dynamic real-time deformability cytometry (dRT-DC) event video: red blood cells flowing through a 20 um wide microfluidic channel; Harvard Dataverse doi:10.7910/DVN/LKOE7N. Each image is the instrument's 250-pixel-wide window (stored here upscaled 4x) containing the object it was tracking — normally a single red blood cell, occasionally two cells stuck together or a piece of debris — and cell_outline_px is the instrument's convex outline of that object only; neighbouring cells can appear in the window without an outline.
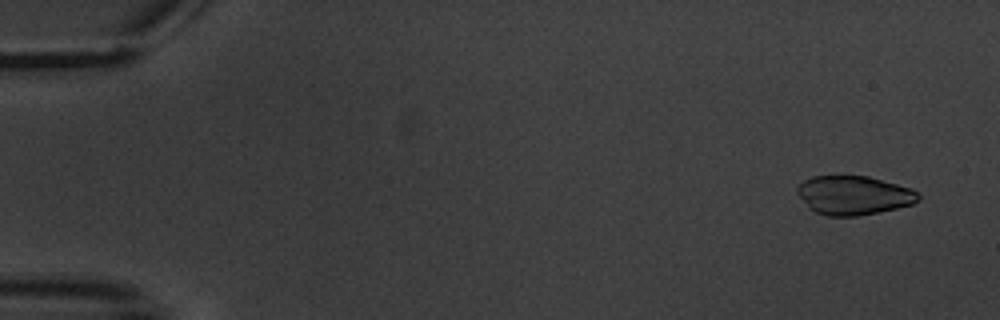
{"species": "common noctule bat (a hibernating species)", "species_latin": "Nyctalus noctula", "temperature_condition": "warm", "stored_images_in_passage": 11, "camera_frame_rate_fps": 3000, "um_per_image_px": 0.085, "animal": {"sex": "male", "body_mass_g": 20.1, "forearm_length_mm": 53.5}, "frame": {"image": 1, "passage_image": 1, "time_ms": 0.0, "image_size_px": [1000, 320], "cell_outline_px": [[920, 200], [912, 204], [896, 208], [856, 216], [828, 216], [816, 212], [808, 208], [796, 192], [796, 188], [804, 180], [812, 176], [868, 176], [912, 188], [920, 196]], "centroid_in_image_um": [72.55, 16.59], "position_along_channel_um": 12.5, "area_um2": 27.4}}